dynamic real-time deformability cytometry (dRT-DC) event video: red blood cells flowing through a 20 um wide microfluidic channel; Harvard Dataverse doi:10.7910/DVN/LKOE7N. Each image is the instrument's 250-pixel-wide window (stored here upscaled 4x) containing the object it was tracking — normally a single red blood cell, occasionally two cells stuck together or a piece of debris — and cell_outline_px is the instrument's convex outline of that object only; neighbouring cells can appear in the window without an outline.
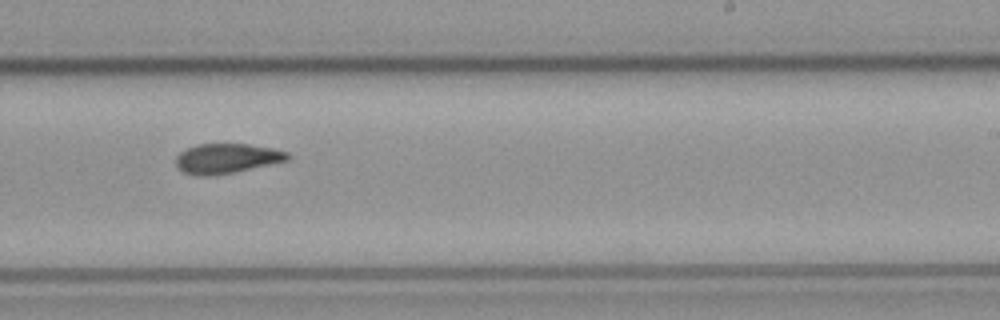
{"species": "common noctule bat (a hibernating species)", "species_latin": "Nyctalus noctula", "temperature_condition": "cold", "stored_images_in_passage": 15, "camera_frame_rate_fps": 3000, "um_per_image_px": 0.085, "animal": {"sex": "male", "body_mass_g": 23.1, "forearm_length_mm": 52.7}, "frame": {"image": 1, "passage_image": 9, "time_ms": 10.667, "image_size_px": [1000, 320], "cell_outline_px": [[292, 156], [288, 160], [232, 172], [208, 176], [196, 176], [184, 172], [176, 164], [176, 156], [180, 152], [196, 144], [248, 144], [272, 148], [288, 152]], "centroid_in_image_um": [19.27, 13.46], "position_along_channel_um": 269.7, "area_um2": 19.19}}
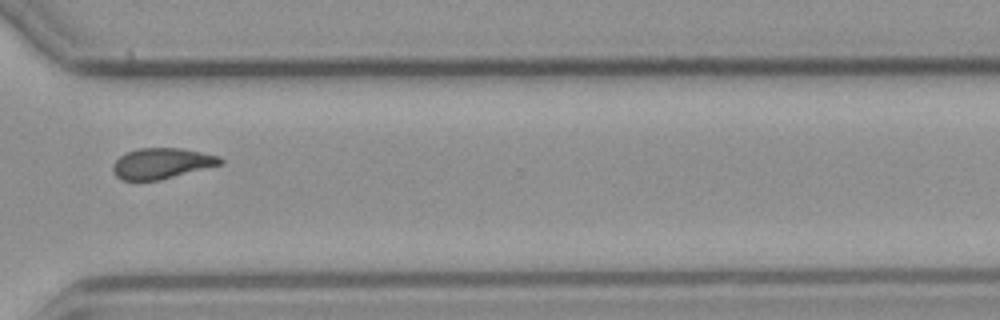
{"frame": {"image": 2, "passage_image": 11, "time_ms": 13.0, "image_size_px": [1000, 320], "cell_outline_px": [[224, 164], [156, 180], [120, 180], [112, 172], [112, 164], [124, 152], [140, 148], [180, 148], [220, 156], [224, 160]], "centroid_in_image_um": [13.72, 13.88], "position_along_channel_um": 356.9, "area_um2": 19.19}}
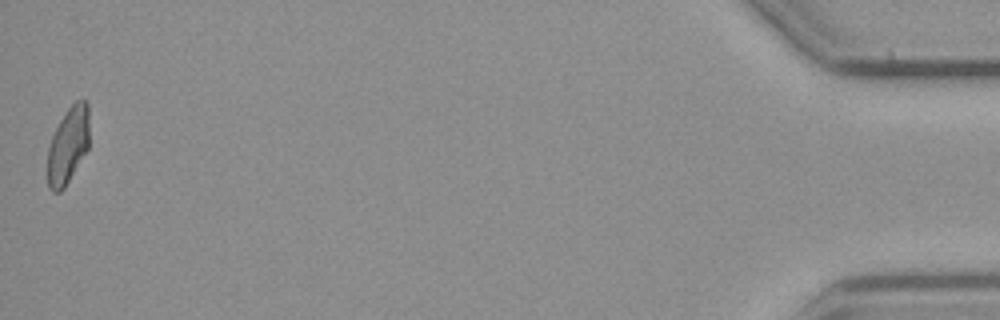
{"frame": {"image": 3, "passage_image": 15, "time_ms": 17.667, "image_size_px": [1000, 320], "cell_outline_px": [[88, 148], [64, 188], [60, 192], [52, 192], [48, 188], [48, 148], [52, 136], [60, 120], [68, 108], [76, 100], [84, 100], [88, 104]], "centroid_in_image_um": [5.77, 12.36], "position_along_channel_um": 429.4, "area_um2": 18.38}}